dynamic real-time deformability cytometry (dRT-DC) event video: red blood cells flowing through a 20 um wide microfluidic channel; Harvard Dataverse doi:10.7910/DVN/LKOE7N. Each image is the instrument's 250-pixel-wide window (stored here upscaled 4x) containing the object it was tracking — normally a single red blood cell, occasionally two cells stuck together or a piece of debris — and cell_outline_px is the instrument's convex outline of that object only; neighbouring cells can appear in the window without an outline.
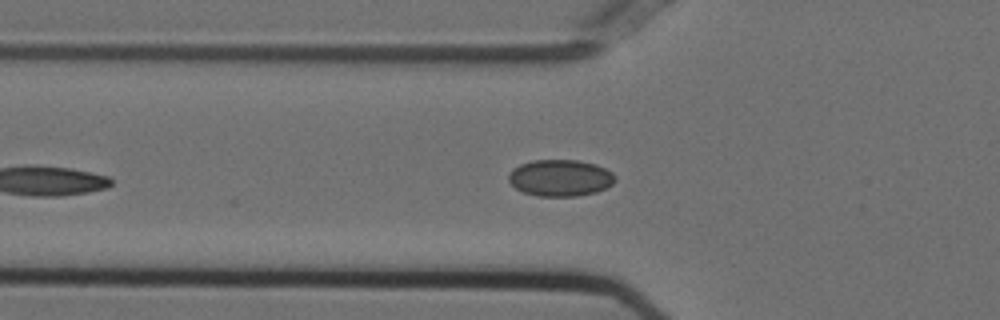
{"species": "Egyptian fruit bat (a non-hibernating species)", "species_latin": "Rousettus aegyptiacus", "temperature_condition": "cold", "stored_images_in_passage": 36, "camera_frame_rate_fps": 3000, "um_per_image_px": 0.085, "animal": {"sex": "female"}, "frame": {"image": 1, "passage_image": 3, "time_ms": 0.667, "image_size_px": [1000, 320], "cell_outline_px": [[616, 180], [612, 184], [596, 192], [576, 196], [536, 196], [524, 192], [516, 188], [508, 180], [508, 176], [512, 168], [520, 164], [532, 160], [576, 160], [596, 164], [612, 172], [616, 176]], "centroid_in_image_um": [47.61, 15.11], "position_along_channel_um": 78.2, "area_um2": 22.77}}
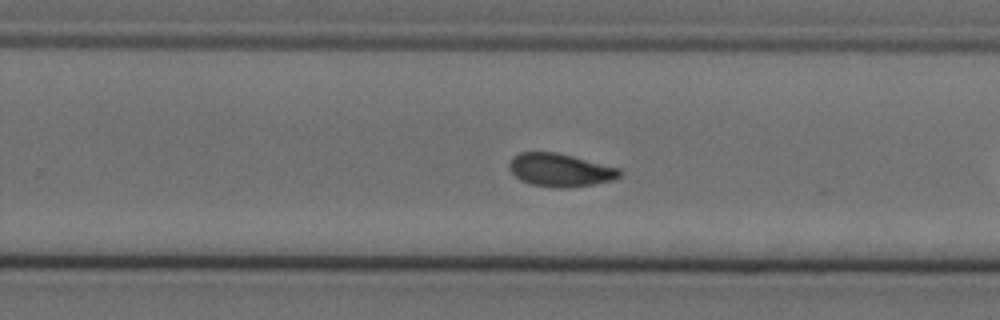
{"frame": {"image": 2, "passage_image": 16, "time_ms": 5.0, "image_size_px": [1000, 320], "cell_outline_px": [[624, 172], [620, 176], [612, 180], [592, 184], [568, 188], [552, 188], [532, 184], [520, 180], [508, 168], [508, 164], [512, 156], [520, 152], [556, 152], [620, 168]], "centroid_in_image_um": [47.6, 14.45], "position_along_channel_um": 282.2, "area_um2": 21.39}}
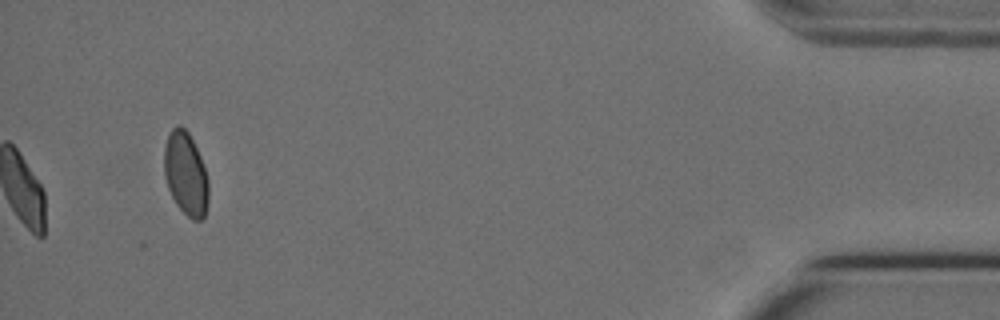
{"frame": {"image": 3, "passage_image": 36, "time_ms": 11.667, "image_size_px": [1000, 320], "cell_outline_px": [[208, 200], [204, 216], [200, 220], [192, 220], [176, 204], [168, 188], [164, 176], [164, 148], [168, 136], [172, 128], [176, 124], [180, 124], [188, 132], [200, 156], [208, 180]], "centroid_in_image_um": [15.77, 14.76], "position_along_channel_um": 419.4, "area_um2": 21.39}, "authors_computed_cell_mechanics": {"area_um2": 21.0392, "velocity_mm_per_s": 3.7044, "shape_relaxation_time_tau1_ms": null, "shape_relaxation_time_tau2_ms": 1.3635, "deformation_change_tau1": null, "deformation_change_tau2": 0.0661}}